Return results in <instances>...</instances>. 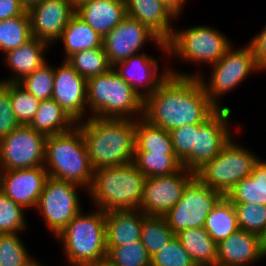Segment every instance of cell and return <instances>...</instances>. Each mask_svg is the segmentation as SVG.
<instances>
[{"label": "cell", "instance_id": "cell-1", "mask_svg": "<svg viewBox=\"0 0 266 266\" xmlns=\"http://www.w3.org/2000/svg\"><path fill=\"white\" fill-rule=\"evenodd\" d=\"M217 110L197 77L170 73L158 89L144 99L143 118L171 131L187 124H203Z\"/></svg>", "mask_w": 266, "mask_h": 266}, {"label": "cell", "instance_id": "cell-2", "mask_svg": "<svg viewBox=\"0 0 266 266\" xmlns=\"http://www.w3.org/2000/svg\"><path fill=\"white\" fill-rule=\"evenodd\" d=\"M77 125L94 170L133 162L136 119L88 117Z\"/></svg>", "mask_w": 266, "mask_h": 266}, {"label": "cell", "instance_id": "cell-3", "mask_svg": "<svg viewBox=\"0 0 266 266\" xmlns=\"http://www.w3.org/2000/svg\"><path fill=\"white\" fill-rule=\"evenodd\" d=\"M145 179L133 162L99 168L94 170L87 196L105 212L140 209Z\"/></svg>", "mask_w": 266, "mask_h": 266}, {"label": "cell", "instance_id": "cell-4", "mask_svg": "<svg viewBox=\"0 0 266 266\" xmlns=\"http://www.w3.org/2000/svg\"><path fill=\"white\" fill-rule=\"evenodd\" d=\"M44 167L49 177L72 182L89 190L94 169L78 125L69 131L47 136Z\"/></svg>", "mask_w": 266, "mask_h": 266}, {"label": "cell", "instance_id": "cell-5", "mask_svg": "<svg viewBox=\"0 0 266 266\" xmlns=\"http://www.w3.org/2000/svg\"><path fill=\"white\" fill-rule=\"evenodd\" d=\"M56 238L69 266H95L107 255L105 211L82 210Z\"/></svg>", "mask_w": 266, "mask_h": 266}, {"label": "cell", "instance_id": "cell-6", "mask_svg": "<svg viewBox=\"0 0 266 266\" xmlns=\"http://www.w3.org/2000/svg\"><path fill=\"white\" fill-rule=\"evenodd\" d=\"M143 103L144 99L113 68L87 79L90 117L138 119L143 117Z\"/></svg>", "mask_w": 266, "mask_h": 266}, {"label": "cell", "instance_id": "cell-7", "mask_svg": "<svg viewBox=\"0 0 266 266\" xmlns=\"http://www.w3.org/2000/svg\"><path fill=\"white\" fill-rule=\"evenodd\" d=\"M211 73L209 81L203 76L201 71L195 73L180 72L170 67V73L179 76L197 77L203 86L210 102L219 109L231 110L228 106H221L219 98L240 85L241 82L249 77L252 72L260 71L253 52V48L248 43L246 46L235 49L233 44L226 51L224 56L215 64L209 66ZM177 71V72H176ZM199 72V73H198ZM221 106V107H220Z\"/></svg>", "mask_w": 266, "mask_h": 266}, {"label": "cell", "instance_id": "cell-8", "mask_svg": "<svg viewBox=\"0 0 266 266\" xmlns=\"http://www.w3.org/2000/svg\"><path fill=\"white\" fill-rule=\"evenodd\" d=\"M234 139L231 138L212 160L196 172V177L203 184L223 196L248 177L260 160L249 149L235 143Z\"/></svg>", "mask_w": 266, "mask_h": 266}, {"label": "cell", "instance_id": "cell-9", "mask_svg": "<svg viewBox=\"0 0 266 266\" xmlns=\"http://www.w3.org/2000/svg\"><path fill=\"white\" fill-rule=\"evenodd\" d=\"M167 45L168 57H179L180 61L205 63L209 66L217 63L232 46L227 36L205 25L174 30Z\"/></svg>", "mask_w": 266, "mask_h": 266}, {"label": "cell", "instance_id": "cell-10", "mask_svg": "<svg viewBox=\"0 0 266 266\" xmlns=\"http://www.w3.org/2000/svg\"><path fill=\"white\" fill-rule=\"evenodd\" d=\"M80 187L83 188L72 182L47 178L35 210L40 212L55 237L83 210L78 195Z\"/></svg>", "mask_w": 266, "mask_h": 266}, {"label": "cell", "instance_id": "cell-11", "mask_svg": "<svg viewBox=\"0 0 266 266\" xmlns=\"http://www.w3.org/2000/svg\"><path fill=\"white\" fill-rule=\"evenodd\" d=\"M223 195L195 177L182 197L163 217L176 235L182 230L203 228L206 217Z\"/></svg>", "mask_w": 266, "mask_h": 266}, {"label": "cell", "instance_id": "cell-12", "mask_svg": "<svg viewBox=\"0 0 266 266\" xmlns=\"http://www.w3.org/2000/svg\"><path fill=\"white\" fill-rule=\"evenodd\" d=\"M44 134L20 125L0 140V171L44 166Z\"/></svg>", "mask_w": 266, "mask_h": 266}, {"label": "cell", "instance_id": "cell-13", "mask_svg": "<svg viewBox=\"0 0 266 266\" xmlns=\"http://www.w3.org/2000/svg\"><path fill=\"white\" fill-rule=\"evenodd\" d=\"M231 115V110L219 109L198 127L194 146L190 154L181 162L182 167L196 173L222 150L224 145L234 137L232 129L229 128L232 124L228 121Z\"/></svg>", "mask_w": 266, "mask_h": 266}, {"label": "cell", "instance_id": "cell-14", "mask_svg": "<svg viewBox=\"0 0 266 266\" xmlns=\"http://www.w3.org/2000/svg\"><path fill=\"white\" fill-rule=\"evenodd\" d=\"M147 40L156 44L157 49L160 48L161 52H164V56L169 54L167 42L160 40L146 25L127 16L103 37V47L109 64L113 67L129 57L139 54V50L147 43Z\"/></svg>", "mask_w": 266, "mask_h": 266}, {"label": "cell", "instance_id": "cell-15", "mask_svg": "<svg viewBox=\"0 0 266 266\" xmlns=\"http://www.w3.org/2000/svg\"><path fill=\"white\" fill-rule=\"evenodd\" d=\"M195 177L196 173L182 167L176 173L146 178L140 210L146 215L164 216Z\"/></svg>", "mask_w": 266, "mask_h": 266}, {"label": "cell", "instance_id": "cell-16", "mask_svg": "<svg viewBox=\"0 0 266 266\" xmlns=\"http://www.w3.org/2000/svg\"><path fill=\"white\" fill-rule=\"evenodd\" d=\"M52 99L76 123L86 120V117H89L87 116V108H85L87 107V79L80 76L66 60H63L61 65L54 66Z\"/></svg>", "mask_w": 266, "mask_h": 266}, {"label": "cell", "instance_id": "cell-17", "mask_svg": "<svg viewBox=\"0 0 266 266\" xmlns=\"http://www.w3.org/2000/svg\"><path fill=\"white\" fill-rule=\"evenodd\" d=\"M48 177L44 166L0 171V191L26 210L36 209Z\"/></svg>", "mask_w": 266, "mask_h": 266}, {"label": "cell", "instance_id": "cell-18", "mask_svg": "<svg viewBox=\"0 0 266 266\" xmlns=\"http://www.w3.org/2000/svg\"><path fill=\"white\" fill-rule=\"evenodd\" d=\"M75 13L69 0H43L28 11L32 37L56 44Z\"/></svg>", "mask_w": 266, "mask_h": 266}, {"label": "cell", "instance_id": "cell-19", "mask_svg": "<svg viewBox=\"0 0 266 266\" xmlns=\"http://www.w3.org/2000/svg\"><path fill=\"white\" fill-rule=\"evenodd\" d=\"M158 64V60L152 55L139 53L117 63L113 69L139 96L145 99L155 92L170 74V68H168L170 66H166L160 72Z\"/></svg>", "mask_w": 266, "mask_h": 266}, {"label": "cell", "instance_id": "cell-20", "mask_svg": "<svg viewBox=\"0 0 266 266\" xmlns=\"http://www.w3.org/2000/svg\"><path fill=\"white\" fill-rule=\"evenodd\" d=\"M264 258L259 235L238 229L217 244V266H249Z\"/></svg>", "mask_w": 266, "mask_h": 266}, {"label": "cell", "instance_id": "cell-21", "mask_svg": "<svg viewBox=\"0 0 266 266\" xmlns=\"http://www.w3.org/2000/svg\"><path fill=\"white\" fill-rule=\"evenodd\" d=\"M127 16L138 20L167 42L172 34V21L178 16L160 0H124Z\"/></svg>", "mask_w": 266, "mask_h": 266}, {"label": "cell", "instance_id": "cell-22", "mask_svg": "<svg viewBox=\"0 0 266 266\" xmlns=\"http://www.w3.org/2000/svg\"><path fill=\"white\" fill-rule=\"evenodd\" d=\"M50 45L38 38L32 37L23 45L14 50H10L3 55L6 65L11 69L10 78H1V83H18L24 77L30 75L44 63V52L48 50Z\"/></svg>", "mask_w": 266, "mask_h": 266}, {"label": "cell", "instance_id": "cell-23", "mask_svg": "<svg viewBox=\"0 0 266 266\" xmlns=\"http://www.w3.org/2000/svg\"><path fill=\"white\" fill-rule=\"evenodd\" d=\"M76 14L102 37L127 17L124 0H90Z\"/></svg>", "mask_w": 266, "mask_h": 266}, {"label": "cell", "instance_id": "cell-24", "mask_svg": "<svg viewBox=\"0 0 266 266\" xmlns=\"http://www.w3.org/2000/svg\"><path fill=\"white\" fill-rule=\"evenodd\" d=\"M145 216L140 209L105 212L107 246H122L140 240Z\"/></svg>", "mask_w": 266, "mask_h": 266}, {"label": "cell", "instance_id": "cell-25", "mask_svg": "<svg viewBox=\"0 0 266 266\" xmlns=\"http://www.w3.org/2000/svg\"><path fill=\"white\" fill-rule=\"evenodd\" d=\"M58 41L63 43L64 60L76 52L103 46V37L76 13L70 18Z\"/></svg>", "mask_w": 266, "mask_h": 266}, {"label": "cell", "instance_id": "cell-26", "mask_svg": "<svg viewBox=\"0 0 266 266\" xmlns=\"http://www.w3.org/2000/svg\"><path fill=\"white\" fill-rule=\"evenodd\" d=\"M75 125L77 123L52 98L40 101L35 117L29 124L45 136L69 131Z\"/></svg>", "mask_w": 266, "mask_h": 266}, {"label": "cell", "instance_id": "cell-27", "mask_svg": "<svg viewBox=\"0 0 266 266\" xmlns=\"http://www.w3.org/2000/svg\"><path fill=\"white\" fill-rule=\"evenodd\" d=\"M232 203H253L266 206V160H259L252 173L238 182L225 196Z\"/></svg>", "mask_w": 266, "mask_h": 266}, {"label": "cell", "instance_id": "cell-28", "mask_svg": "<svg viewBox=\"0 0 266 266\" xmlns=\"http://www.w3.org/2000/svg\"><path fill=\"white\" fill-rule=\"evenodd\" d=\"M196 266H217V243L204 228H190L176 234Z\"/></svg>", "mask_w": 266, "mask_h": 266}, {"label": "cell", "instance_id": "cell-29", "mask_svg": "<svg viewBox=\"0 0 266 266\" xmlns=\"http://www.w3.org/2000/svg\"><path fill=\"white\" fill-rule=\"evenodd\" d=\"M203 228L217 244L239 229L235 208L227 197L223 196L209 212Z\"/></svg>", "mask_w": 266, "mask_h": 266}, {"label": "cell", "instance_id": "cell-30", "mask_svg": "<svg viewBox=\"0 0 266 266\" xmlns=\"http://www.w3.org/2000/svg\"><path fill=\"white\" fill-rule=\"evenodd\" d=\"M135 152L174 153L170 132L143 117L136 119Z\"/></svg>", "mask_w": 266, "mask_h": 266}, {"label": "cell", "instance_id": "cell-31", "mask_svg": "<svg viewBox=\"0 0 266 266\" xmlns=\"http://www.w3.org/2000/svg\"><path fill=\"white\" fill-rule=\"evenodd\" d=\"M133 163L146 178L169 175L182 168L174 153L134 152Z\"/></svg>", "mask_w": 266, "mask_h": 266}, {"label": "cell", "instance_id": "cell-32", "mask_svg": "<svg viewBox=\"0 0 266 266\" xmlns=\"http://www.w3.org/2000/svg\"><path fill=\"white\" fill-rule=\"evenodd\" d=\"M32 38L28 11L0 21V51L14 50Z\"/></svg>", "mask_w": 266, "mask_h": 266}, {"label": "cell", "instance_id": "cell-33", "mask_svg": "<svg viewBox=\"0 0 266 266\" xmlns=\"http://www.w3.org/2000/svg\"><path fill=\"white\" fill-rule=\"evenodd\" d=\"M66 61L80 76L86 79L104 74L113 68L109 64L103 46L76 52Z\"/></svg>", "mask_w": 266, "mask_h": 266}, {"label": "cell", "instance_id": "cell-34", "mask_svg": "<svg viewBox=\"0 0 266 266\" xmlns=\"http://www.w3.org/2000/svg\"><path fill=\"white\" fill-rule=\"evenodd\" d=\"M174 236V232L163 216L146 215L144 217L141 241L151 257L169 243Z\"/></svg>", "mask_w": 266, "mask_h": 266}, {"label": "cell", "instance_id": "cell-35", "mask_svg": "<svg viewBox=\"0 0 266 266\" xmlns=\"http://www.w3.org/2000/svg\"><path fill=\"white\" fill-rule=\"evenodd\" d=\"M106 258L118 266H151V256L141 239L122 246H107Z\"/></svg>", "mask_w": 266, "mask_h": 266}, {"label": "cell", "instance_id": "cell-36", "mask_svg": "<svg viewBox=\"0 0 266 266\" xmlns=\"http://www.w3.org/2000/svg\"><path fill=\"white\" fill-rule=\"evenodd\" d=\"M18 84L40 101L51 99L54 89V67L47 61Z\"/></svg>", "mask_w": 266, "mask_h": 266}, {"label": "cell", "instance_id": "cell-37", "mask_svg": "<svg viewBox=\"0 0 266 266\" xmlns=\"http://www.w3.org/2000/svg\"><path fill=\"white\" fill-rule=\"evenodd\" d=\"M19 233L0 234V266H25L30 256Z\"/></svg>", "mask_w": 266, "mask_h": 266}, {"label": "cell", "instance_id": "cell-38", "mask_svg": "<svg viewBox=\"0 0 266 266\" xmlns=\"http://www.w3.org/2000/svg\"><path fill=\"white\" fill-rule=\"evenodd\" d=\"M10 99L16 120L20 125H29L35 117L40 100L18 83H10Z\"/></svg>", "mask_w": 266, "mask_h": 266}, {"label": "cell", "instance_id": "cell-39", "mask_svg": "<svg viewBox=\"0 0 266 266\" xmlns=\"http://www.w3.org/2000/svg\"><path fill=\"white\" fill-rule=\"evenodd\" d=\"M26 209L0 191V234L22 233L27 228Z\"/></svg>", "mask_w": 266, "mask_h": 266}, {"label": "cell", "instance_id": "cell-40", "mask_svg": "<svg viewBox=\"0 0 266 266\" xmlns=\"http://www.w3.org/2000/svg\"><path fill=\"white\" fill-rule=\"evenodd\" d=\"M239 229L260 234L266 227V206L253 203H233Z\"/></svg>", "mask_w": 266, "mask_h": 266}, {"label": "cell", "instance_id": "cell-41", "mask_svg": "<svg viewBox=\"0 0 266 266\" xmlns=\"http://www.w3.org/2000/svg\"><path fill=\"white\" fill-rule=\"evenodd\" d=\"M151 266H196V264L175 235L151 257Z\"/></svg>", "mask_w": 266, "mask_h": 266}, {"label": "cell", "instance_id": "cell-42", "mask_svg": "<svg viewBox=\"0 0 266 266\" xmlns=\"http://www.w3.org/2000/svg\"><path fill=\"white\" fill-rule=\"evenodd\" d=\"M201 124H187L170 132L172 147L176 158L182 162L194 146L195 133Z\"/></svg>", "mask_w": 266, "mask_h": 266}, {"label": "cell", "instance_id": "cell-43", "mask_svg": "<svg viewBox=\"0 0 266 266\" xmlns=\"http://www.w3.org/2000/svg\"><path fill=\"white\" fill-rule=\"evenodd\" d=\"M20 126L10 99V83L0 82V140Z\"/></svg>", "mask_w": 266, "mask_h": 266}, {"label": "cell", "instance_id": "cell-44", "mask_svg": "<svg viewBox=\"0 0 266 266\" xmlns=\"http://www.w3.org/2000/svg\"><path fill=\"white\" fill-rule=\"evenodd\" d=\"M253 48L255 60L260 72L266 70V25L248 42Z\"/></svg>", "mask_w": 266, "mask_h": 266}, {"label": "cell", "instance_id": "cell-45", "mask_svg": "<svg viewBox=\"0 0 266 266\" xmlns=\"http://www.w3.org/2000/svg\"><path fill=\"white\" fill-rule=\"evenodd\" d=\"M26 12L20 0H0V21L10 19Z\"/></svg>", "mask_w": 266, "mask_h": 266}, {"label": "cell", "instance_id": "cell-46", "mask_svg": "<svg viewBox=\"0 0 266 266\" xmlns=\"http://www.w3.org/2000/svg\"><path fill=\"white\" fill-rule=\"evenodd\" d=\"M166 4L178 17L181 16V13L185 3L182 0H160Z\"/></svg>", "mask_w": 266, "mask_h": 266}, {"label": "cell", "instance_id": "cell-47", "mask_svg": "<svg viewBox=\"0 0 266 266\" xmlns=\"http://www.w3.org/2000/svg\"><path fill=\"white\" fill-rule=\"evenodd\" d=\"M43 0H20L21 5L25 9V11H29L32 7L40 4Z\"/></svg>", "mask_w": 266, "mask_h": 266}, {"label": "cell", "instance_id": "cell-48", "mask_svg": "<svg viewBox=\"0 0 266 266\" xmlns=\"http://www.w3.org/2000/svg\"><path fill=\"white\" fill-rule=\"evenodd\" d=\"M260 240V247L264 257H266V227L265 229L259 234Z\"/></svg>", "mask_w": 266, "mask_h": 266}, {"label": "cell", "instance_id": "cell-49", "mask_svg": "<svg viewBox=\"0 0 266 266\" xmlns=\"http://www.w3.org/2000/svg\"><path fill=\"white\" fill-rule=\"evenodd\" d=\"M87 1H90V0H69V2L71 3L72 7L75 10L78 9L81 5H83Z\"/></svg>", "mask_w": 266, "mask_h": 266}, {"label": "cell", "instance_id": "cell-50", "mask_svg": "<svg viewBox=\"0 0 266 266\" xmlns=\"http://www.w3.org/2000/svg\"><path fill=\"white\" fill-rule=\"evenodd\" d=\"M95 266H118L114 263H112L111 261H109L107 258H104L103 260H101L98 264H96Z\"/></svg>", "mask_w": 266, "mask_h": 266}, {"label": "cell", "instance_id": "cell-51", "mask_svg": "<svg viewBox=\"0 0 266 266\" xmlns=\"http://www.w3.org/2000/svg\"><path fill=\"white\" fill-rule=\"evenodd\" d=\"M37 261L35 257L31 259L25 266H42L41 262Z\"/></svg>", "mask_w": 266, "mask_h": 266}]
</instances>
